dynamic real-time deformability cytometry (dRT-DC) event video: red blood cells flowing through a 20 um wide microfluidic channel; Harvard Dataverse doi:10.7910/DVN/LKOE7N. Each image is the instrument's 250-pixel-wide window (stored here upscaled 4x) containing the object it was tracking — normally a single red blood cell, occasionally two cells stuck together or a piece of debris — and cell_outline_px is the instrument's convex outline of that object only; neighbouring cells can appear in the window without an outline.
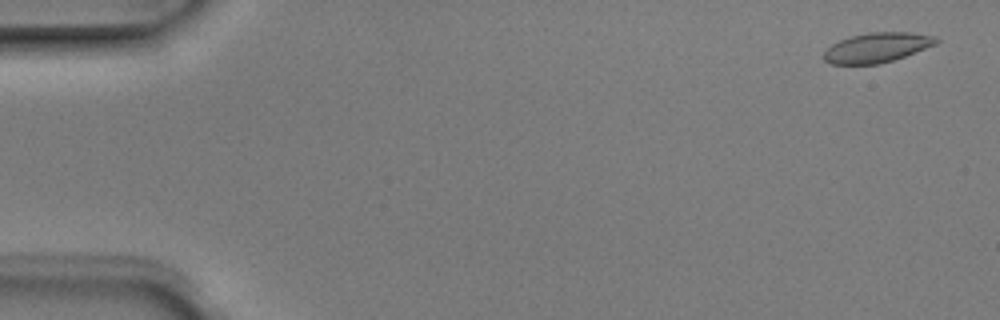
{"species": "Egyptian fruit bat (a non-hibernating species)", "species_latin": "Rousettus aegyptiacus", "temperature_condition": "room temperature", "stored_images_in_passage": 5, "camera_frame_rate_fps": 3000, "um_per_image_px": 0.085, "animal": {"sex": "male"}, "frame": {"image": 1, "passage_image": 1, "time_ms": 0.0, "image_size_px": [1000, 320], "cell_outline_px": [[940, 40], [936, 44], [904, 56], [880, 64], [832, 64], [824, 60], [824, 52], [832, 44], [840, 40], [852, 36], [868, 32], [912, 32], [936, 36]], "centroid_in_image_um": [74.56, 4.03], "position_along_channel_um": 10.4, "area_um2": 19.36}}
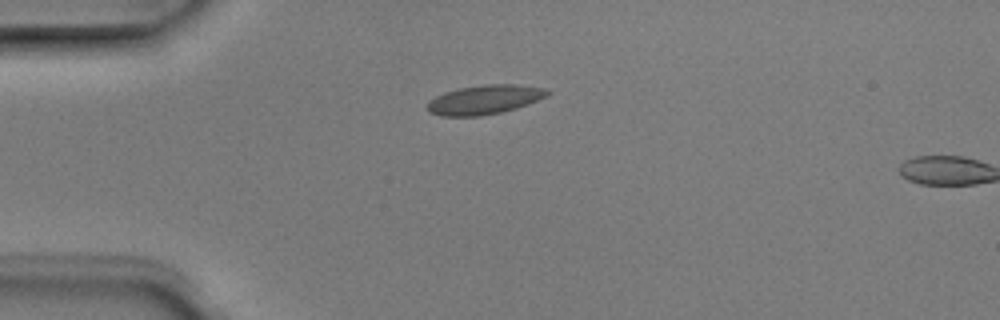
{"frame": {"image": 2, "passage_image": 4, "time_ms": 1.0, "image_size_px": [1000, 320], "cell_outline_px": [[552, 92], [548, 96], [516, 108], [500, 112], [480, 116], [440, 116], [428, 112], [424, 108], [428, 100], [444, 92], [460, 88], [484, 84], [516, 84], [544, 88]], "centroid_in_image_um": [41.14, 8.47], "position_along_channel_um": 43.9, "area_um2": 20.63}}